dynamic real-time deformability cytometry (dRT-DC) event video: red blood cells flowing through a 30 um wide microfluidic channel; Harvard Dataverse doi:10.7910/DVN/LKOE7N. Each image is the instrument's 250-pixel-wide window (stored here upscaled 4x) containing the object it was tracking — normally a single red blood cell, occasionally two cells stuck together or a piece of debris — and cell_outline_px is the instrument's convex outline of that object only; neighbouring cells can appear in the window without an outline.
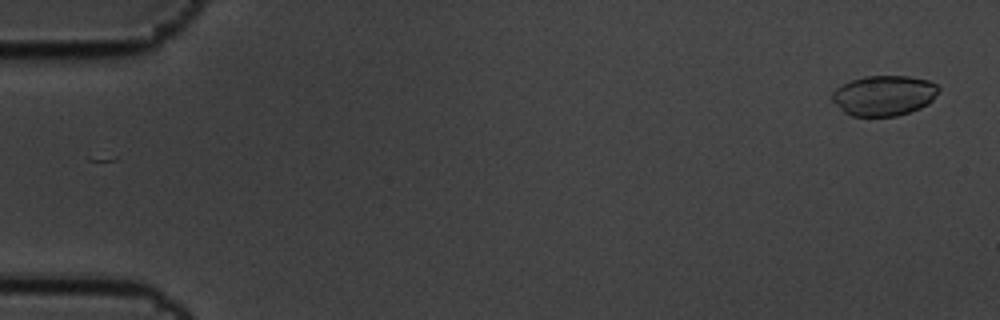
{"species": "common noctule bat (a hibernating species)", "species_latin": "Nyctalus noctula", "temperature_condition": "cold", "stored_images_in_passage": 6, "camera_frame_rate_fps": 3000, "um_per_image_px": 0.085, "animal": {"sex": "male", "body_mass_g": 19.5, "forearm_length_mm": 54.6}, "frame": {"image": 1, "passage_image": 1, "time_ms": 0.0, "image_size_px": [1000, 320], "cell_outline_px": [[940, 88], [932, 100], [928, 104], [920, 108], [896, 116], [852, 116], [844, 112], [832, 100], [832, 92], [836, 88], [852, 80], [864, 76], [908, 76], [928, 80], [936, 84]], "centroid_in_image_um": [75.14, 8.12], "position_along_channel_um": 9.9, "area_um2": 24.85}}
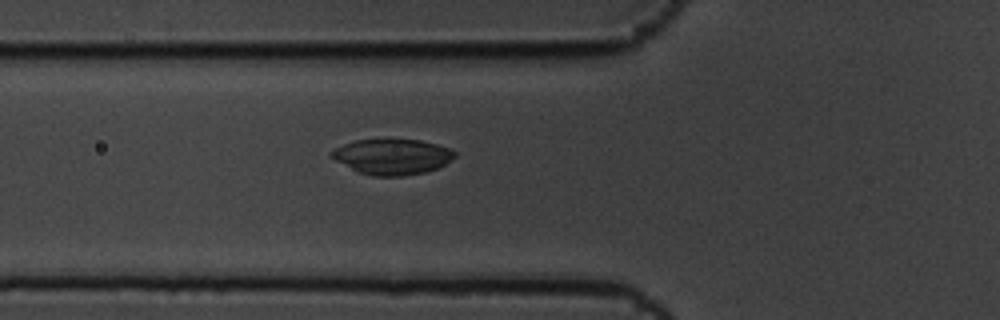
{"frame": {"image": 2, "passage_image": 6, "time_ms": 1.667, "image_size_px": [1000, 320], "cell_outline_px": [[456, 156], [444, 164], [436, 168], [424, 172], [400, 176], [372, 176], [360, 172], [328, 156], [328, 152], [344, 144], [356, 140], [388, 136], [420, 140], [436, 144], [448, 148], [456, 152]], "centroid_in_image_um": [33.31, 13.26], "position_along_channel_um": 92.5, "area_um2": 26.01}}